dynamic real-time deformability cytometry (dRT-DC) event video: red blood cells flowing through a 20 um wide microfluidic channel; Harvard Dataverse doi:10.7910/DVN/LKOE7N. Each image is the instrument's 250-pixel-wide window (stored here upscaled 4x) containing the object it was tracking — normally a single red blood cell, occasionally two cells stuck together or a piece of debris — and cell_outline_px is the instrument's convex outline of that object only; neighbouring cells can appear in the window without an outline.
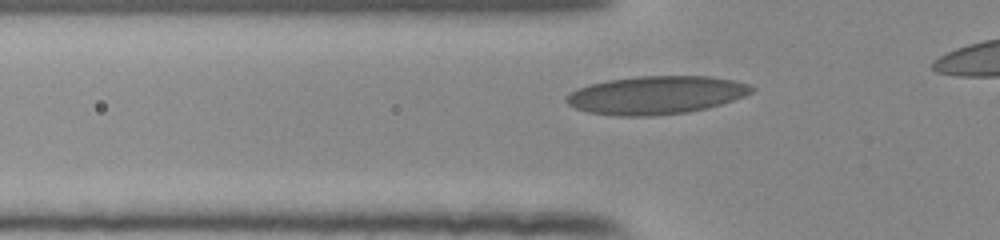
{"species": "human", "species_latin": "Homo sapiens", "temperature_condition": "room temperature", "stored_images_in_passage": 29, "camera_frame_rate_fps": 3000, "um_per_image_px": 0.085, "donor": {"sex": "female"}, "frame": {"image": 1, "passage_image": 3, "time_ms": 0.667, "image_size_px": [1000, 240], "cell_outline_px": [[756, 88], [752, 92], [744, 96], [708, 108], [688, 112], [652, 116], [616, 116], [588, 112], [576, 108], [568, 104], [564, 100], [564, 96], [576, 88], [588, 84], [608, 80], [636, 76], [708, 76], [732, 80], [748, 84]], "centroid_in_image_um": [55.72, 8.08], "position_along_channel_um": 70.1, "area_um2": 41.38}}
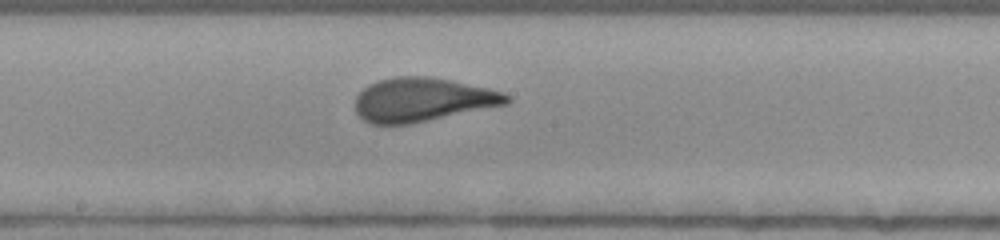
{"frame": {"image": 2, "passage_image": 14, "time_ms": 4.333, "image_size_px": [1000, 240], "cell_outline_px": [[512, 100], [508, 104], [412, 124], [368, 124], [356, 112], [356, 96], [368, 84], [380, 80], [396, 76], [428, 76], [452, 80], [488, 88], [504, 92], [512, 96]], "centroid_in_image_um": [35.95, 8.48], "position_along_channel_um": 212.3, "area_um2": 38.96}}
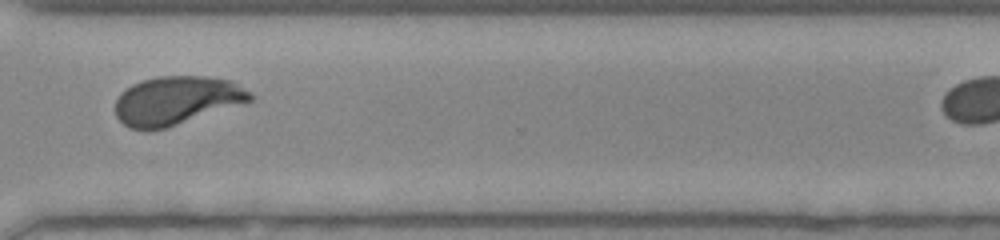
{"frame": {"image": 3, "passage_image": 25, "time_ms": 8.0, "image_size_px": [1000, 240], "cell_outline_px": [[256, 100], [164, 128], [132, 128], [124, 124], [116, 116], [116, 100], [120, 92], [132, 84], [144, 80], [160, 76], [204, 76], [232, 80], [252, 92], [256, 96]], "centroid_in_image_um": [15.08, 8.51], "position_along_channel_um": 355.5, "area_um2": 37.97}}